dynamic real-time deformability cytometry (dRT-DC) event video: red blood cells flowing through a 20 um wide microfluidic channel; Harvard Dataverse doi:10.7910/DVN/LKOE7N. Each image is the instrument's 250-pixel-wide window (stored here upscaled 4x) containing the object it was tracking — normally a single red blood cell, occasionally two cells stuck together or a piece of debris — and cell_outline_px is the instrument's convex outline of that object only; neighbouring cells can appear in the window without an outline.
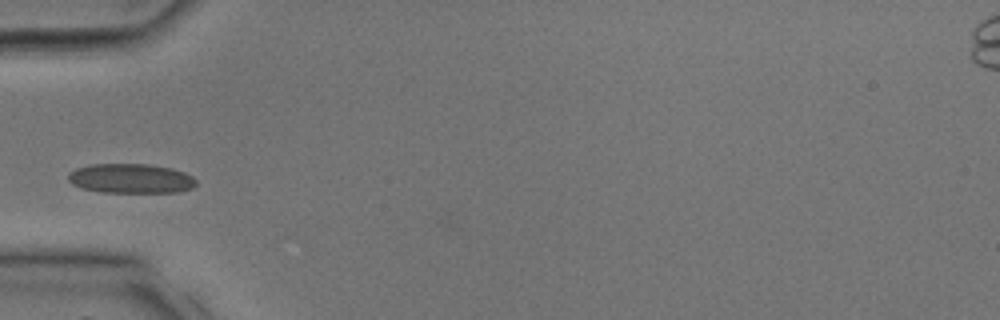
{"species": "common noctule bat (a hibernating species)", "species_latin": "Nyctalus noctula", "temperature_condition": "room temperature", "stored_images_in_passage": 25, "camera_frame_rate_fps": 3000, "um_per_image_px": 0.085, "animal": {"sex": "male", "body_mass_g": 17.9, "forearm_length_mm": 54.2}, "frame": {"image": 1, "passage_image": 8, "time_ms": 2.333, "image_size_px": [1000, 320], "cell_outline_px": [[196, 184], [192, 188], [180, 192], [100, 192], [80, 188], [72, 184], [68, 180], [68, 172], [76, 168], [88, 164], [148, 164], [172, 168], [184, 172], [192, 176], [196, 180]], "centroid_in_image_um": [11.09, 15.17], "position_along_channel_um": 73.9, "area_um2": 22.25}}